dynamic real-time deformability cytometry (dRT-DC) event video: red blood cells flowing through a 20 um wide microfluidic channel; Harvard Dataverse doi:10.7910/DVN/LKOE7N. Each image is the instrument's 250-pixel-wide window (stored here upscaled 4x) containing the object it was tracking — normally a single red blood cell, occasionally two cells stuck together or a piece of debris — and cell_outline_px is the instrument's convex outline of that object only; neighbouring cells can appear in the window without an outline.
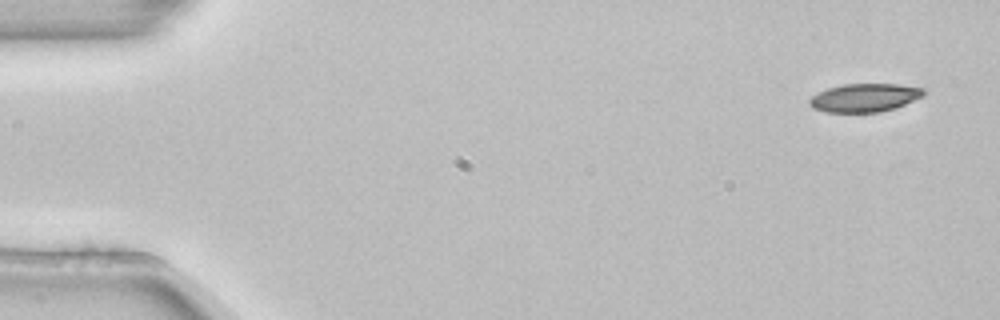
{"species": "common noctule bat (a hibernating species)", "species_latin": "Nyctalus noctula", "temperature_condition": "room temperature", "stored_images_in_passage": 4, "camera_frame_rate_fps": 3000, "um_per_image_px": 0.085, "animal": {"sex": "female", "body_mass_g": 22.7, "forearm_length_mm": 54.2}, "frame": {"image": 1, "passage_image": 1, "time_ms": 0.0, "image_size_px": [1000, 320], "cell_outline_px": [[924, 96], [896, 108], [880, 112], [824, 112], [812, 108], [808, 104], [808, 100], [812, 96], [828, 88], [844, 84], [900, 84], [924, 88]], "centroid_in_image_um": [73.5, 8.31], "position_along_channel_um": 11.5, "area_um2": 18.96}}
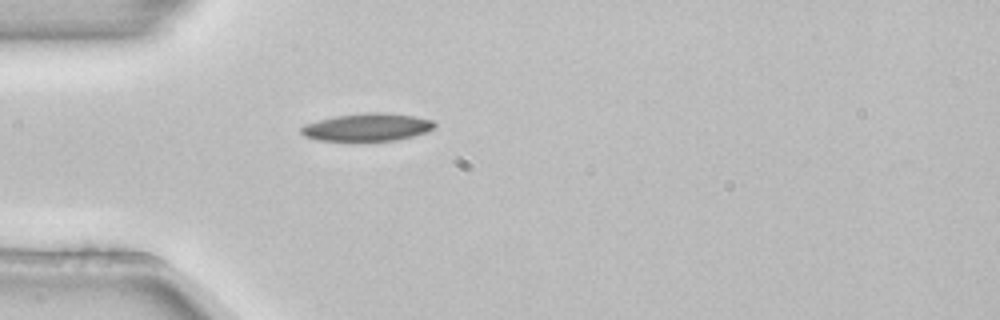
{"frame": {"image": 2, "passage_image": 4, "time_ms": 1.0, "image_size_px": [1000, 320], "cell_outline_px": [[436, 128], [412, 136], [396, 140], [316, 140], [304, 136], [300, 132], [300, 128], [304, 124], [336, 116], [364, 112], [388, 112], [412, 116], [432, 120], [436, 124]], "centroid_in_image_um": [31.21, 10.8], "position_along_channel_um": 53.8, "area_um2": 21.39}}